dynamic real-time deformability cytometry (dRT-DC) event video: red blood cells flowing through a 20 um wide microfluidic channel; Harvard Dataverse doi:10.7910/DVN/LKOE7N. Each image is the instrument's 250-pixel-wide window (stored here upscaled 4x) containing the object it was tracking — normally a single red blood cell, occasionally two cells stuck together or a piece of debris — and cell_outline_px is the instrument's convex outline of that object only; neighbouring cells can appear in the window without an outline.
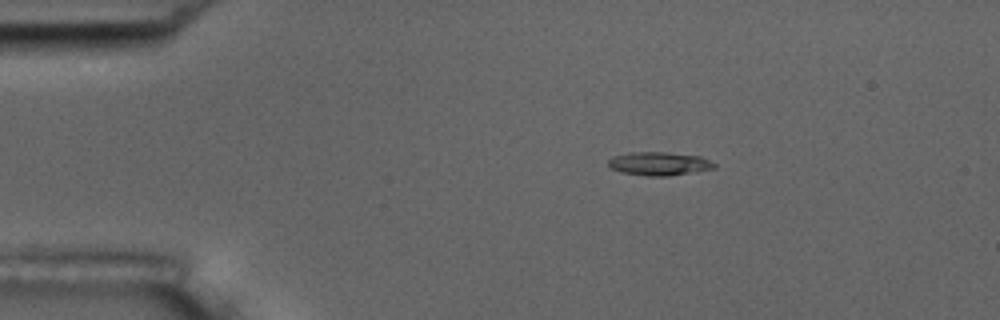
{"species": "common noctule bat (a hibernating species)", "species_latin": "Nyctalus noctula", "temperature_condition": "room temperature", "stored_images_in_passage": 4, "camera_frame_rate_fps": 3000, "um_per_image_px": 0.085, "animal": {"sex": "male", "body_mass_g": 17.5, "forearm_length_mm": 52.3}, "frame": {"image": 1, "passage_image": 2, "time_ms": 2.0, "image_size_px": [1000, 320], "cell_outline_px": [[716, 168], [668, 176], [648, 176], [620, 172], [608, 168], [608, 160], [612, 156], [632, 152], [664, 152], [700, 156], [716, 164]], "centroid_in_image_um": [55.98, 13.91], "position_along_channel_um": 29.0, "area_um2": 14.51}}